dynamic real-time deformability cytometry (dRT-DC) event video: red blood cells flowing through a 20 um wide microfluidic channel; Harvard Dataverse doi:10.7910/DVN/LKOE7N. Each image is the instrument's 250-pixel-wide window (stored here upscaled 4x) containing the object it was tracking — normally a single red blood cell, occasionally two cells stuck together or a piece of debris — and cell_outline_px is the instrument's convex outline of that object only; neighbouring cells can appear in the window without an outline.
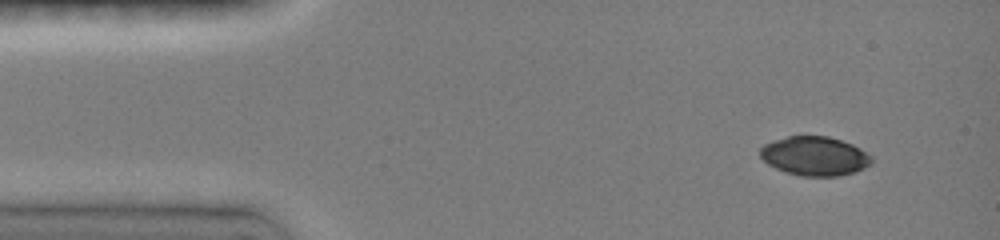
{"species": "common noctule bat (a hibernating species)", "species_latin": "Nyctalus noctula", "temperature_condition": "room temperature", "stored_images_in_passage": 4, "camera_frame_rate_fps": 3000, "um_per_image_px": 0.085, "animal": {"sex": "female", "body_mass_g": 19.0, "forearm_length_mm": 51.5}, "frame": {"image": 1, "passage_image": 1, "time_ms": 0.0, "image_size_px": [1000, 240], "cell_outline_px": [[872, 164], [856, 172], [840, 176], [800, 176], [784, 172], [768, 164], [760, 156], [760, 148], [764, 144], [788, 136], [828, 136], [852, 144], [860, 148], [872, 160]], "centroid_in_image_um": [69.24, 13.28], "position_along_channel_um": 15.8, "area_um2": 25.32}}
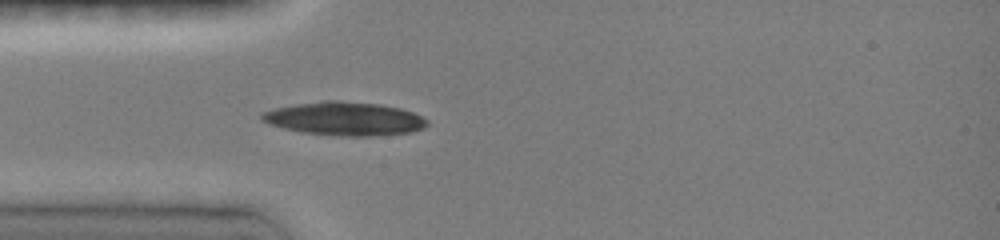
{"frame": {"image": 2, "passage_image": 4, "time_ms": 3.0, "image_size_px": [1000, 240], "cell_outline_px": [[428, 124], [424, 128], [412, 132], [376, 136], [336, 136], [300, 132], [268, 124], [260, 120], [260, 112], [276, 108], [296, 104], [324, 100], [340, 100], [380, 104], [400, 108], [412, 112], [428, 120]], "centroid_in_image_um": [29.27, 10.09], "position_along_channel_um": 55.7, "area_um2": 32.6}}